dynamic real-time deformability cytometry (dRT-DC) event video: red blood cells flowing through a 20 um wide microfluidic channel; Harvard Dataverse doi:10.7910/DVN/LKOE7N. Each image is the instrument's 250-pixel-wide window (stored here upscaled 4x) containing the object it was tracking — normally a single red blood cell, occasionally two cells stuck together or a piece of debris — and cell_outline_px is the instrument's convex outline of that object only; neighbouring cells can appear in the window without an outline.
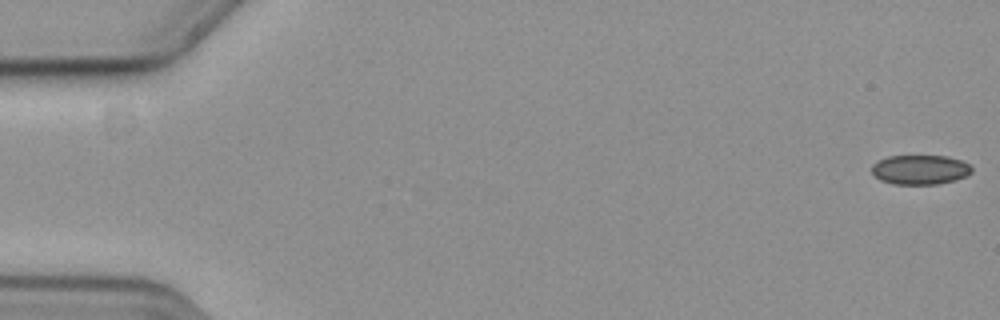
{"species": "common noctule bat (a hibernating species)", "species_latin": "Nyctalus noctula", "temperature_condition": "cold", "stored_images_in_passage": 57, "camera_frame_rate_fps": 3000, "um_per_image_px": 0.085, "animal": {"sex": "female", "body_mass_g": 19.3, "forearm_length_mm": 54.1}, "frame": {"image": 1, "passage_image": 1, "time_ms": 0.0, "image_size_px": [1000, 320], "cell_outline_px": [[972, 172], [964, 176], [952, 180], [936, 184], [896, 184], [880, 180], [872, 172], [872, 164], [888, 156], [948, 156], [960, 160], [968, 164], [972, 168]], "centroid_in_image_um": [78.19, 14.41], "position_along_channel_um": 6.8, "area_um2": 16.94}}
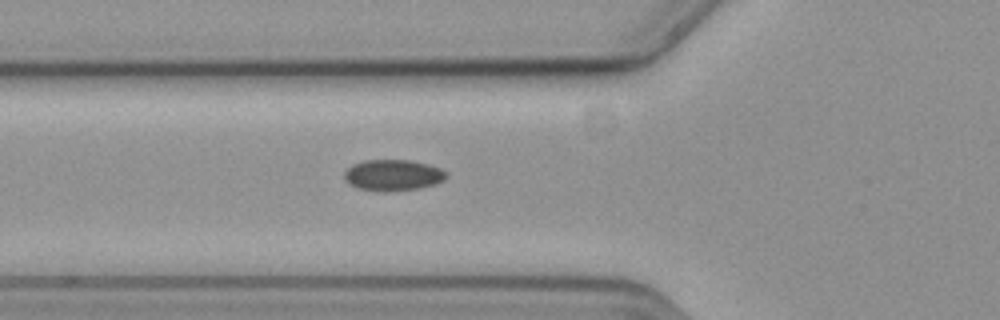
{"frame": {"image": 2, "passage_image": 21, "time_ms": 6.667, "image_size_px": [1000, 320], "cell_outline_px": [[448, 176], [444, 180], [436, 184], [420, 188], [388, 192], [380, 192], [360, 188], [348, 184], [344, 180], [344, 172], [352, 164], [364, 160], [408, 160], [428, 164], [440, 168], [448, 172]], "centroid_in_image_um": [33.41, 14.89], "position_along_channel_um": 92.4, "area_um2": 18.79}}
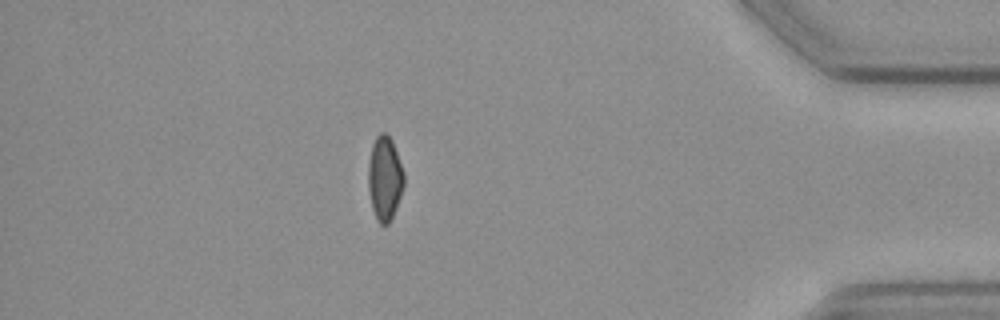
{"frame": {"image": 3, "passage_image": 50, "time_ms": 16.333, "image_size_px": [1000, 320], "cell_outline_px": [[404, 184], [400, 196], [392, 216], [388, 224], [380, 224], [376, 220], [372, 208], [368, 188], [368, 164], [372, 144], [376, 136], [380, 132], [384, 132], [392, 140], [404, 172]], "centroid_in_image_um": [32.68, 15.14], "position_along_channel_um": 402.5, "area_um2": 17.46}, "authors_computed_cell_mechanics": {"area_um2": 17.918, "velocity_mm_per_s": 3.6724, "shape_relaxation_time_tau1_ms": 2.7008, "shape_relaxation_time_tau2_ms": 8.3533, "deformation_change_tau1": 0.0575, "deformation_change_tau2": 0.1093}}